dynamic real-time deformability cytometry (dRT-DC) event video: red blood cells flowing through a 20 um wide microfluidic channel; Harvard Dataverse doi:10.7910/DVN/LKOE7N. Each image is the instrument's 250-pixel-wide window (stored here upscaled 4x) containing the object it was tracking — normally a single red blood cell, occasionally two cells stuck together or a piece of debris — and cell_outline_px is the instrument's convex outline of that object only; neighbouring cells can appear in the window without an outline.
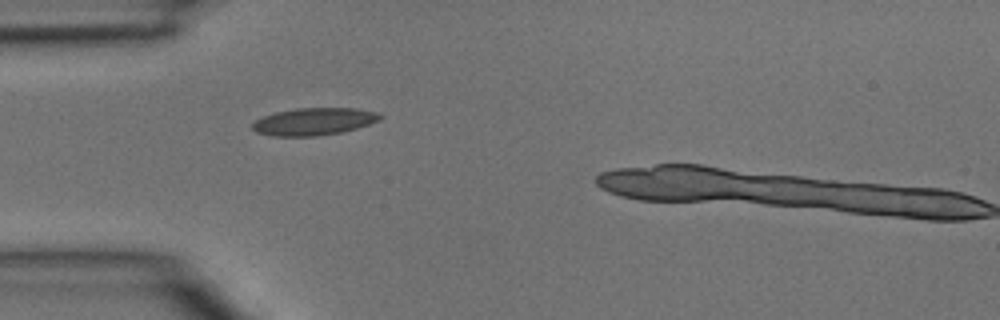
{"species": "common noctule bat (a hibernating species)", "species_latin": "Nyctalus noctula", "temperature_condition": "room temperature", "stored_images_in_passage": 5, "camera_frame_rate_fps": 3000, "um_per_image_px": 0.085, "animal": {"sex": "male", "body_mass_g": 15.6}, "frame": {"image": 1, "passage_image": 4, "time_ms": 1.0, "image_size_px": [1000, 320], "cell_outline_px": [[384, 116], [380, 120], [356, 128], [340, 132], [316, 136], [272, 136], [256, 132], [252, 128], [252, 124], [256, 120], [264, 116], [276, 112], [296, 108], [356, 108], [376, 112]], "centroid_in_image_um": [26.68, 10.32], "position_along_channel_um": 58.3, "area_um2": 20.23}}